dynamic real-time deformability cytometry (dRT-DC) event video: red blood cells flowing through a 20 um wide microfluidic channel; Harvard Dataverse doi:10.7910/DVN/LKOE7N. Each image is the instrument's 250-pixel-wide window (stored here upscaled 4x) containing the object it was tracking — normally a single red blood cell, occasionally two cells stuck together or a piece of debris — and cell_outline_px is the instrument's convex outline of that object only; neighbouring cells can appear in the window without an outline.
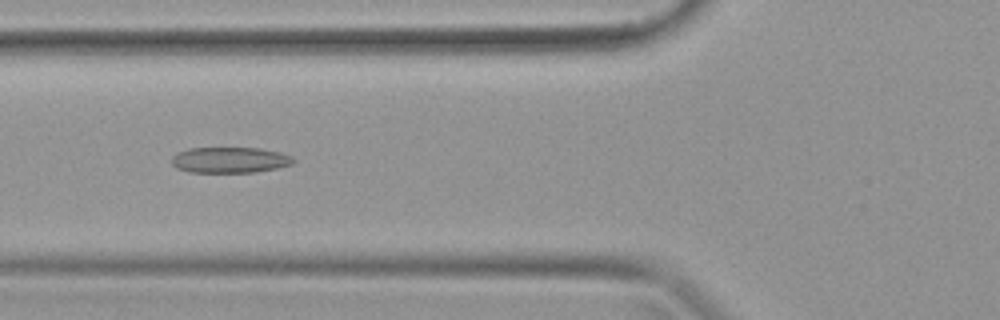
{"species": "common noctule bat (a hibernating species)", "species_latin": "Nyctalus noctula", "temperature_condition": "warm", "stored_images_in_passage": 39, "camera_frame_rate_fps": 3000, "um_per_image_px": 0.085, "animal": {"sex": "female", "body_mass_g": 19.9}, "frame": {"image": 1, "passage_image": 15, "time_ms": 4.667, "image_size_px": [1000, 320], "cell_outline_px": [[296, 160], [292, 164], [276, 168], [256, 172], [188, 172], [176, 168], [172, 164], [172, 156], [176, 152], [188, 148], [260, 148], [280, 152], [292, 156]], "centroid_in_image_um": [19.52, 13.59], "position_along_channel_um": 106.3, "area_um2": 18.44}}
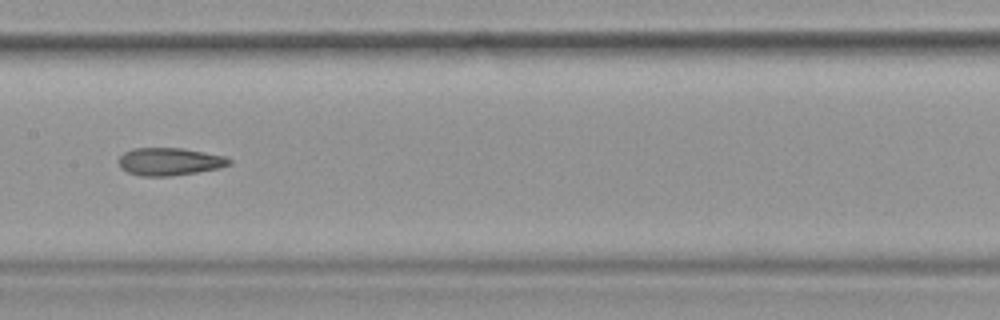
{"frame": {"image": 2, "passage_image": 20, "time_ms": 6.333, "image_size_px": [1000, 320], "cell_outline_px": [[232, 164], [220, 168], [196, 172], [168, 176], [140, 176], [128, 172], [120, 168], [116, 160], [124, 152], [132, 148], [184, 148], [228, 156], [232, 160]], "centroid_in_image_um": [14.42, 13.72], "position_along_channel_um": 193.0, "area_um2": 18.15}}
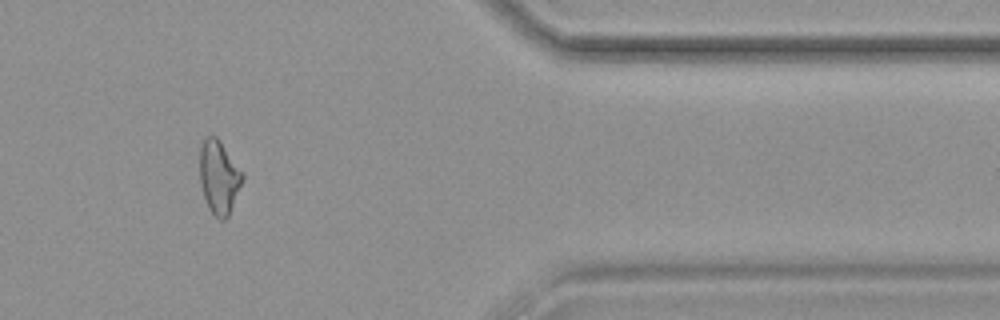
{"frame": {"image": 3, "passage_image": 33, "time_ms": 10.667, "image_size_px": [1000, 320], "cell_outline_px": [[244, 176], [228, 216], [224, 220], [220, 220], [208, 208], [200, 184], [200, 144], [204, 136], [216, 136], [220, 140], [244, 172]], "centroid_in_image_um": [18.6, 15.0], "position_along_channel_um": 392.8, "area_um2": 18.32}}